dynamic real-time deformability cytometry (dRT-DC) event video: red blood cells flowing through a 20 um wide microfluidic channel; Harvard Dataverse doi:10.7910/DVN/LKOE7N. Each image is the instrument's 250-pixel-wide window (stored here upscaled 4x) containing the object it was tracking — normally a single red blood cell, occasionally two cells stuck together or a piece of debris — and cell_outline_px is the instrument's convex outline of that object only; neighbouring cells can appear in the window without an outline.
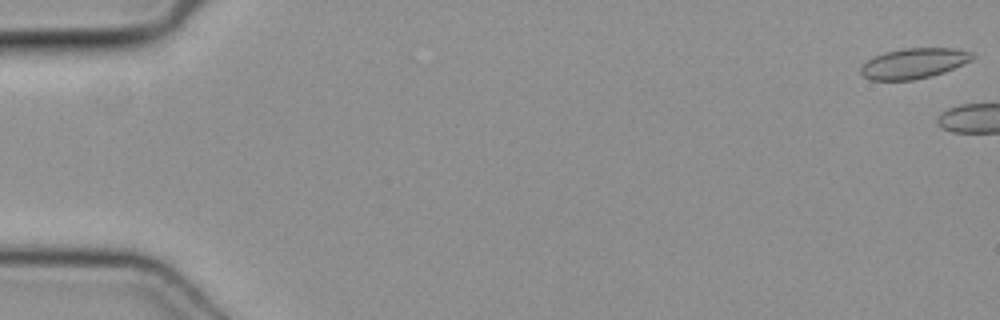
{"species": "common noctule bat (a hibernating species)", "species_latin": "Nyctalus noctula", "temperature_condition": "cold", "stored_images_in_passage": 4, "camera_frame_rate_fps": 3000, "um_per_image_px": 0.085, "animal": {"sex": "female", "body_mass_g": 19.3, "forearm_length_mm": 54.1}, "frame": {"image": 1, "passage_image": 1, "time_ms": 0.0, "image_size_px": [1000, 320], "cell_outline_px": [[976, 56], [972, 60], [964, 64], [944, 72], [932, 76], [912, 80], [872, 80], [864, 76], [860, 72], [860, 68], [868, 60], [884, 52], [904, 48], [956, 48], [972, 52]], "centroid_in_image_um": [77.72, 5.38], "position_along_channel_um": 7.3, "area_um2": 19.77}}